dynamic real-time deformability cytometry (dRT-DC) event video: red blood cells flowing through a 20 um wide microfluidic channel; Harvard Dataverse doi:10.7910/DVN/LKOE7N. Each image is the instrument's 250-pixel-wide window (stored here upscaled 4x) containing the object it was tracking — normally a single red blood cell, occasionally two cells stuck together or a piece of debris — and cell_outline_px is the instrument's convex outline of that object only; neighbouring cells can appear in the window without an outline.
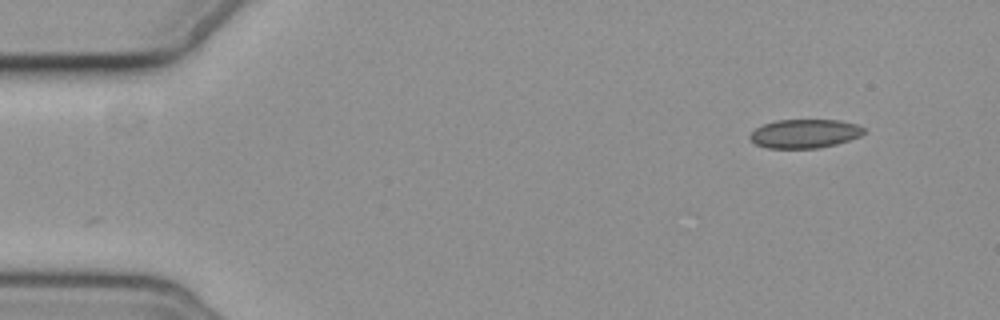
{"species": "common noctule bat (a hibernating species)", "species_latin": "Nyctalus noctula", "temperature_condition": "cold", "stored_images_in_passage": 6, "segment_of_instrument_passage": [2, 2], "camera_frame_rate_fps": 3000, "um_per_image_px": 0.085, "animal": {"sex": "female", "body_mass_g": 19.3, "forearm_length_mm": 54.1}, "frame": {"image": 1, "passage_image": 6, "time_ms": 7.0, "image_size_px": [1000, 320], "cell_outline_px": [[864, 132], [860, 136], [836, 144], [820, 148], [768, 148], [756, 144], [748, 136], [756, 128], [764, 124], [776, 120], [840, 120], [856, 124], [864, 128]], "centroid_in_image_um": [68.4, 11.36], "position_along_channel_um": 16.6, "area_um2": 19.02}}